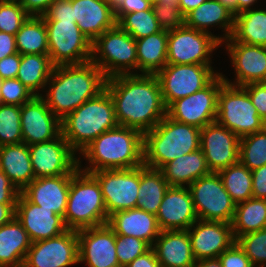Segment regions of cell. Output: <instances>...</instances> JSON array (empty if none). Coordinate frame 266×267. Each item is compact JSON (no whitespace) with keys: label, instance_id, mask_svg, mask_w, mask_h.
I'll use <instances>...</instances> for the list:
<instances>
[{"label":"cell","instance_id":"1","mask_svg":"<svg viewBox=\"0 0 266 267\" xmlns=\"http://www.w3.org/2000/svg\"><path fill=\"white\" fill-rule=\"evenodd\" d=\"M119 126L152 130L165 116L160 82L156 74H123L106 79Z\"/></svg>","mask_w":266,"mask_h":267},{"label":"cell","instance_id":"2","mask_svg":"<svg viewBox=\"0 0 266 267\" xmlns=\"http://www.w3.org/2000/svg\"><path fill=\"white\" fill-rule=\"evenodd\" d=\"M106 77L92 61L53 67L45 100L51 112L62 120L87 100L105 89Z\"/></svg>","mask_w":266,"mask_h":267},{"label":"cell","instance_id":"3","mask_svg":"<svg viewBox=\"0 0 266 267\" xmlns=\"http://www.w3.org/2000/svg\"><path fill=\"white\" fill-rule=\"evenodd\" d=\"M144 134L134 128L117 126L94 139L82 152L89 166L79 169L91 173L98 170L137 168L144 164ZM81 167V168H80Z\"/></svg>","mask_w":266,"mask_h":267},{"label":"cell","instance_id":"4","mask_svg":"<svg viewBox=\"0 0 266 267\" xmlns=\"http://www.w3.org/2000/svg\"><path fill=\"white\" fill-rule=\"evenodd\" d=\"M119 126L113 100L104 89L61 120V134L80 153L102 133Z\"/></svg>","mask_w":266,"mask_h":267},{"label":"cell","instance_id":"5","mask_svg":"<svg viewBox=\"0 0 266 267\" xmlns=\"http://www.w3.org/2000/svg\"><path fill=\"white\" fill-rule=\"evenodd\" d=\"M200 130L166 115L152 130L144 133V165L161 169L175 158L199 150Z\"/></svg>","mask_w":266,"mask_h":267},{"label":"cell","instance_id":"6","mask_svg":"<svg viewBox=\"0 0 266 267\" xmlns=\"http://www.w3.org/2000/svg\"><path fill=\"white\" fill-rule=\"evenodd\" d=\"M63 218L66 227L76 231L108 222L100 184L91 173L78 169L72 175Z\"/></svg>","mask_w":266,"mask_h":267},{"label":"cell","instance_id":"7","mask_svg":"<svg viewBox=\"0 0 266 267\" xmlns=\"http://www.w3.org/2000/svg\"><path fill=\"white\" fill-rule=\"evenodd\" d=\"M91 61L106 78L135 74L133 69L138 70L136 40L116 24L92 43Z\"/></svg>","mask_w":266,"mask_h":267},{"label":"cell","instance_id":"8","mask_svg":"<svg viewBox=\"0 0 266 267\" xmlns=\"http://www.w3.org/2000/svg\"><path fill=\"white\" fill-rule=\"evenodd\" d=\"M216 122L239 138L261 131L266 122L257 114L248 93L240 86L224 83L218 93Z\"/></svg>","mask_w":266,"mask_h":267},{"label":"cell","instance_id":"9","mask_svg":"<svg viewBox=\"0 0 266 267\" xmlns=\"http://www.w3.org/2000/svg\"><path fill=\"white\" fill-rule=\"evenodd\" d=\"M48 55L52 65H78L91 61L92 43L76 21H45Z\"/></svg>","mask_w":266,"mask_h":267},{"label":"cell","instance_id":"10","mask_svg":"<svg viewBox=\"0 0 266 267\" xmlns=\"http://www.w3.org/2000/svg\"><path fill=\"white\" fill-rule=\"evenodd\" d=\"M218 74L211 64H166L156 74L166 108L173 101L203 89Z\"/></svg>","mask_w":266,"mask_h":267},{"label":"cell","instance_id":"11","mask_svg":"<svg viewBox=\"0 0 266 267\" xmlns=\"http://www.w3.org/2000/svg\"><path fill=\"white\" fill-rule=\"evenodd\" d=\"M188 188L198 219L232 223L236 204L218 173L200 177Z\"/></svg>","mask_w":266,"mask_h":267},{"label":"cell","instance_id":"12","mask_svg":"<svg viewBox=\"0 0 266 267\" xmlns=\"http://www.w3.org/2000/svg\"><path fill=\"white\" fill-rule=\"evenodd\" d=\"M221 44V36L187 26L170 30L168 31L167 64H211V53Z\"/></svg>","mask_w":266,"mask_h":267},{"label":"cell","instance_id":"13","mask_svg":"<svg viewBox=\"0 0 266 267\" xmlns=\"http://www.w3.org/2000/svg\"><path fill=\"white\" fill-rule=\"evenodd\" d=\"M224 83L223 74L219 73L203 89L173 101L166 108V115L177 122L200 129L216 122L218 93Z\"/></svg>","mask_w":266,"mask_h":267},{"label":"cell","instance_id":"14","mask_svg":"<svg viewBox=\"0 0 266 267\" xmlns=\"http://www.w3.org/2000/svg\"><path fill=\"white\" fill-rule=\"evenodd\" d=\"M100 184L108 217L117 211L136 208L140 166L130 169L91 172Z\"/></svg>","mask_w":266,"mask_h":267},{"label":"cell","instance_id":"15","mask_svg":"<svg viewBox=\"0 0 266 267\" xmlns=\"http://www.w3.org/2000/svg\"><path fill=\"white\" fill-rule=\"evenodd\" d=\"M28 148L35 178L74 174L79 169L76 153L62 134Z\"/></svg>","mask_w":266,"mask_h":267},{"label":"cell","instance_id":"16","mask_svg":"<svg viewBox=\"0 0 266 267\" xmlns=\"http://www.w3.org/2000/svg\"><path fill=\"white\" fill-rule=\"evenodd\" d=\"M78 263L77 231L68 229L58 236L32 242L23 267H70Z\"/></svg>","mask_w":266,"mask_h":267},{"label":"cell","instance_id":"17","mask_svg":"<svg viewBox=\"0 0 266 267\" xmlns=\"http://www.w3.org/2000/svg\"><path fill=\"white\" fill-rule=\"evenodd\" d=\"M200 149L211 172L239 162L240 138L226 127L213 122L200 130Z\"/></svg>","mask_w":266,"mask_h":267},{"label":"cell","instance_id":"18","mask_svg":"<svg viewBox=\"0 0 266 267\" xmlns=\"http://www.w3.org/2000/svg\"><path fill=\"white\" fill-rule=\"evenodd\" d=\"M78 236L79 263L87 267H121L116 255V234L106 223L80 229Z\"/></svg>","mask_w":266,"mask_h":267},{"label":"cell","instance_id":"19","mask_svg":"<svg viewBox=\"0 0 266 267\" xmlns=\"http://www.w3.org/2000/svg\"><path fill=\"white\" fill-rule=\"evenodd\" d=\"M21 131L27 145L57 138L61 134V120L48 108L42 96H34L21 106Z\"/></svg>","mask_w":266,"mask_h":267},{"label":"cell","instance_id":"20","mask_svg":"<svg viewBox=\"0 0 266 267\" xmlns=\"http://www.w3.org/2000/svg\"><path fill=\"white\" fill-rule=\"evenodd\" d=\"M224 42L236 75L234 83L223 75L225 83L243 87L266 82V47L237 42L231 37Z\"/></svg>","mask_w":266,"mask_h":267},{"label":"cell","instance_id":"21","mask_svg":"<svg viewBox=\"0 0 266 267\" xmlns=\"http://www.w3.org/2000/svg\"><path fill=\"white\" fill-rule=\"evenodd\" d=\"M187 232L196 261L218 258L236 241L231 224L225 222L198 219Z\"/></svg>","mask_w":266,"mask_h":267},{"label":"cell","instance_id":"22","mask_svg":"<svg viewBox=\"0 0 266 267\" xmlns=\"http://www.w3.org/2000/svg\"><path fill=\"white\" fill-rule=\"evenodd\" d=\"M15 217L31 242L46 240L68 230L62 216L29 202L21 193L16 203Z\"/></svg>","mask_w":266,"mask_h":267},{"label":"cell","instance_id":"23","mask_svg":"<svg viewBox=\"0 0 266 267\" xmlns=\"http://www.w3.org/2000/svg\"><path fill=\"white\" fill-rule=\"evenodd\" d=\"M156 217L161 231L188 230L198 220L189 188L169 186Z\"/></svg>","mask_w":266,"mask_h":267},{"label":"cell","instance_id":"24","mask_svg":"<svg viewBox=\"0 0 266 267\" xmlns=\"http://www.w3.org/2000/svg\"><path fill=\"white\" fill-rule=\"evenodd\" d=\"M72 175L35 178L21 194L29 202L64 217Z\"/></svg>","mask_w":266,"mask_h":267},{"label":"cell","instance_id":"25","mask_svg":"<svg viewBox=\"0 0 266 267\" xmlns=\"http://www.w3.org/2000/svg\"><path fill=\"white\" fill-rule=\"evenodd\" d=\"M74 18L81 32L93 43L116 24L114 10L105 0H71Z\"/></svg>","mask_w":266,"mask_h":267},{"label":"cell","instance_id":"26","mask_svg":"<svg viewBox=\"0 0 266 267\" xmlns=\"http://www.w3.org/2000/svg\"><path fill=\"white\" fill-rule=\"evenodd\" d=\"M107 224L116 235L133 236L150 247L161 233L156 215L140 208L117 211L109 216Z\"/></svg>","mask_w":266,"mask_h":267},{"label":"cell","instance_id":"27","mask_svg":"<svg viewBox=\"0 0 266 267\" xmlns=\"http://www.w3.org/2000/svg\"><path fill=\"white\" fill-rule=\"evenodd\" d=\"M152 248L161 267H193L196 262L187 230L161 231Z\"/></svg>","mask_w":266,"mask_h":267},{"label":"cell","instance_id":"28","mask_svg":"<svg viewBox=\"0 0 266 267\" xmlns=\"http://www.w3.org/2000/svg\"><path fill=\"white\" fill-rule=\"evenodd\" d=\"M235 14L217 0H206L185 16V26L211 33L208 29L219 25L225 33L222 43L231 37L234 29Z\"/></svg>","mask_w":266,"mask_h":267},{"label":"cell","instance_id":"29","mask_svg":"<svg viewBox=\"0 0 266 267\" xmlns=\"http://www.w3.org/2000/svg\"><path fill=\"white\" fill-rule=\"evenodd\" d=\"M169 186L189 187L200 177L211 173L201 149L166 163L161 169Z\"/></svg>","mask_w":266,"mask_h":267},{"label":"cell","instance_id":"30","mask_svg":"<svg viewBox=\"0 0 266 267\" xmlns=\"http://www.w3.org/2000/svg\"><path fill=\"white\" fill-rule=\"evenodd\" d=\"M31 243L16 217L0 226V267H23Z\"/></svg>","mask_w":266,"mask_h":267},{"label":"cell","instance_id":"31","mask_svg":"<svg viewBox=\"0 0 266 267\" xmlns=\"http://www.w3.org/2000/svg\"><path fill=\"white\" fill-rule=\"evenodd\" d=\"M0 170L19 191L34 179L28 145L24 142L0 147Z\"/></svg>","mask_w":266,"mask_h":267},{"label":"cell","instance_id":"32","mask_svg":"<svg viewBox=\"0 0 266 267\" xmlns=\"http://www.w3.org/2000/svg\"><path fill=\"white\" fill-rule=\"evenodd\" d=\"M168 31L136 39L138 70L141 74H157L167 64Z\"/></svg>","mask_w":266,"mask_h":267},{"label":"cell","instance_id":"33","mask_svg":"<svg viewBox=\"0 0 266 267\" xmlns=\"http://www.w3.org/2000/svg\"><path fill=\"white\" fill-rule=\"evenodd\" d=\"M169 188L167 180L160 169L140 166V185L136 208L156 215L163 200L166 190Z\"/></svg>","mask_w":266,"mask_h":267},{"label":"cell","instance_id":"34","mask_svg":"<svg viewBox=\"0 0 266 267\" xmlns=\"http://www.w3.org/2000/svg\"><path fill=\"white\" fill-rule=\"evenodd\" d=\"M231 38L248 45L266 47V10L251 8L237 13Z\"/></svg>","mask_w":266,"mask_h":267},{"label":"cell","instance_id":"35","mask_svg":"<svg viewBox=\"0 0 266 267\" xmlns=\"http://www.w3.org/2000/svg\"><path fill=\"white\" fill-rule=\"evenodd\" d=\"M53 67L48 54H24L16 78L35 96H42L39 90L47 86Z\"/></svg>","mask_w":266,"mask_h":267},{"label":"cell","instance_id":"36","mask_svg":"<svg viewBox=\"0 0 266 267\" xmlns=\"http://www.w3.org/2000/svg\"><path fill=\"white\" fill-rule=\"evenodd\" d=\"M231 226L235 240L266 228V200L252 197L236 204Z\"/></svg>","mask_w":266,"mask_h":267},{"label":"cell","instance_id":"37","mask_svg":"<svg viewBox=\"0 0 266 267\" xmlns=\"http://www.w3.org/2000/svg\"><path fill=\"white\" fill-rule=\"evenodd\" d=\"M17 52L24 54H48V39L42 16H29L15 35Z\"/></svg>","mask_w":266,"mask_h":267},{"label":"cell","instance_id":"38","mask_svg":"<svg viewBox=\"0 0 266 267\" xmlns=\"http://www.w3.org/2000/svg\"><path fill=\"white\" fill-rule=\"evenodd\" d=\"M235 204L252 198V172L240 161L218 172Z\"/></svg>","mask_w":266,"mask_h":267},{"label":"cell","instance_id":"39","mask_svg":"<svg viewBox=\"0 0 266 267\" xmlns=\"http://www.w3.org/2000/svg\"><path fill=\"white\" fill-rule=\"evenodd\" d=\"M239 161L250 171L266 165V127L240 138Z\"/></svg>","mask_w":266,"mask_h":267},{"label":"cell","instance_id":"40","mask_svg":"<svg viewBox=\"0 0 266 267\" xmlns=\"http://www.w3.org/2000/svg\"><path fill=\"white\" fill-rule=\"evenodd\" d=\"M117 24L135 40L158 33L162 30L152 8L125 14Z\"/></svg>","mask_w":266,"mask_h":267},{"label":"cell","instance_id":"41","mask_svg":"<svg viewBox=\"0 0 266 267\" xmlns=\"http://www.w3.org/2000/svg\"><path fill=\"white\" fill-rule=\"evenodd\" d=\"M21 106L0 103V147L22 143Z\"/></svg>","mask_w":266,"mask_h":267},{"label":"cell","instance_id":"42","mask_svg":"<svg viewBox=\"0 0 266 267\" xmlns=\"http://www.w3.org/2000/svg\"><path fill=\"white\" fill-rule=\"evenodd\" d=\"M236 242L254 267H266V228L239 236Z\"/></svg>","mask_w":266,"mask_h":267},{"label":"cell","instance_id":"43","mask_svg":"<svg viewBox=\"0 0 266 267\" xmlns=\"http://www.w3.org/2000/svg\"><path fill=\"white\" fill-rule=\"evenodd\" d=\"M28 17L29 15L17 1L0 0L1 32L16 35Z\"/></svg>","mask_w":266,"mask_h":267},{"label":"cell","instance_id":"44","mask_svg":"<svg viewBox=\"0 0 266 267\" xmlns=\"http://www.w3.org/2000/svg\"><path fill=\"white\" fill-rule=\"evenodd\" d=\"M116 255L121 267L127 266L151 247L143 240L133 236L116 235Z\"/></svg>","mask_w":266,"mask_h":267},{"label":"cell","instance_id":"45","mask_svg":"<svg viewBox=\"0 0 266 267\" xmlns=\"http://www.w3.org/2000/svg\"><path fill=\"white\" fill-rule=\"evenodd\" d=\"M35 95L17 78L3 79L0 90V103L22 106Z\"/></svg>","mask_w":266,"mask_h":267},{"label":"cell","instance_id":"46","mask_svg":"<svg viewBox=\"0 0 266 267\" xmlns=\"http://www.w3.org/2000/svg\"><path fill=\"white\" fill-rule=\"evenodd\" d=\"M152 10L162 30L170 31L185 26V16L179 6H170L163 2H152Z\"/></svg>","mask_w":266,"mask_h":267},{"label":"cell","instance_id":"47","mask_svg":"<svg viewBox=\"0 0 266 267\" xmlns=\"http://www.w3.org/2000/svg\"><path fill=\"white\" fill-rule=\"evenodd\" d=\"M218 258L222 267H254L236 241L222 252Z\"/></svg>","mask_w":266,"mask_h":267},{"label":"cell","instance_id":"48","mask_svg":"<svg viewBox=\"0 0 266 267\" xmlns=\"http://www.w3.org/2000/svg\"><path fill=\"white\" fill-rule=\"evenodd\" d=\"M42 17L44 21H76L71 0H55Z\"/></svg>","mask_w":266,"mask_h":267},{"label":"cell","instance_id":"49","mask_svg":"<svg viewBox=\"0 0 266 267\" xmlns=\"http://www.w3.org/2000/svg\"><path fill=\"white\" fill-rule=\"evenodd\" d=\"M242 88L248 93L257 114L266 122V82L251 83Z\"/></svg>","mask_w":266,"mask_h":267},{"label":"cell","instance_id":"50","mask_svg":"<svg viewBox=\"0 0 266 267\" xmlns=\"http://www.w3.org/2000/svg\"><path fill=\"white\" fill-rule=\"evenodd\" d=\"M152 8L150 0H124L115 10L114 15L118 22L125 14L139 12Z\"/></svg>","mask_w":266,"mask_h":267},{"label":"cell","instance_id":"51","mask_svg":"<svg viewBox=\"0 0 266 267\" xmlns=\"http://www.w3.org/2000/svg\"><path fill=\"white\" fill-rule=\"evenodd\" d=\"M20 193L8 176L0 170V203H17Z\"/></svg>","mask_w":266,"mask_h":267},{"label":"cell","instance_id":"52","mask_svg":"<svg viewBox=\"0 0 266 267\" xmlns=\"http://www.w3.org/2000/svg\"><path fill=\"white\" fill-rule=\"evenodd\" d=\"M21 54L14 53L0 60V78H16L20 67Z\"/></svg>","mask_w":266,"mask_h":267},{"label":"cell","instance_id":"53","mask_svg":"<svg viewBox=\"0 0 266 267\" xmlns=\"http://www.w3.org/2000/svg\"><path fill=\"white\" fill-rule=\"evenodd\" d=\"M251 172L253 198L266 200V165L256 168Z\"/></svg>","mask_w":266,"mask_h":267},{"label":"cell","instance_id":"54","mask_svg":"<svg viewBox=\"0 0 266 267\" xmlns=\"http://www.w3.org/2000/svg\"><path fill=\"white\" fill-rule=\"evenodd\" d=\"M55 0H17L29 16H42Z\"/></svg>","mask_w":266,"mask_h":267},{"label":"cell","instance_id":"55","mask_svg":"<svg viewBox=\"0 0 266 267\" xmlns=\"http://www.w3.org/2000/svg\"><path fill=\"white\" fill-rule=\"evenodd\" d=\"M125 267H161L154 249L151 247L143 255L135 258Z\"/></svg>","mask_w":266,"mask_h":267},{"label":"cell","instance_id":"56","mask_svg":"<svg viewBox=\"0 0 266 267\" xmlns=\"http://www.w3.org/2000/svg\"><path fill=\"white\" fill-rule=\"evenodd\" d=\"M17 53L15 35L0 31V60Z\"/></svg>","mask_w":266,"mask_h":267},{"label":"cell","instance_id":"57","mask_svg":"<svg viewBox=\"0 0 266 267\" xmlns=\"http://www.w3.org/2000/svg\"><path fill=\"white\" fill-rule=\"evenodd\" d=\"M16 203H0V226L9 223L15 217Z\"/></svg>","mask_w":266,"mask_h":267},{"label":"cell","instance_id":"58","mask_svg":"<svg viewBox=\"0 0 266 267\" xmlns=\"http://www.w3.org/2000/svg\"><path fill=\"white\" fill-rule=\"evenodd\" d=\"M206 0H179L178 6L182 11L183 15L186 16L189 12L196 9Z\"/></svg>","mask_w":266,"mask_h":267},{"label":"cell","instance_id":"59","mask_svg":"<svg viewBox=\"0 0 266 267\" xmlns=\"http://www.w3.org/2000/svg\"><path fill=\"white\" fill-rule=\"evenodd\" d=\"M193 267H222L219 258L197 260Z\"/></svg>","mask_w":266,"mask_h":267},{"label":"cell","instance_id":"60","mask_svg":"<svg viewBox=\"0 0 266 267\" xmlns=\"http://www.w3.org/2000/svg\"><path fill=\"white\" fill-rule=\"evenodd\" d=\"M257 0H236V14L246 9H251V6L256 3Z\"/></svg>","mask_w":266,"mask_h":267},{"label":"cell","instance_id":"61","mask_svg":"<svg viewBox=\"0 0 266 267\" xmlns=\"http://www.w3.org/2000/svg\"><path fill=\"white\" fill-rule=\"evenodd\" d=\"M236 15V0H217Z\"/></svg>","mask_w":266,"mask_h":267},{"label":"cell","instance_id":"62","mask_svg":"<svg viewBox=\"0 0 266 267\" xmlns=\"http://www.w3.org/2000/svg\"><path fill=\"white\" fill-rule=\"evenodd\" d=\"M160 2H163L164 4L170 5V6H176L179 3V0H158Z\"/></svg>","mask_w":266,"mask_h":267},{"label":"cell","instance_id":"63","mask_svg":"<svg viewBox=\"0 0 266 267\" xmlns=\"http://www.w3.org/2000/svg\"><path fill=\"white\" fill-rule=\"evenodd\" d=\"M124 0H113L110 4L112 9L115 10Z\"/></svg>","mask_w":266,"mask_h":267},{"label":"cell","instance_id":"64","mask_svg":"<svg viewBox=\"0 0 266 267\" xmlns=\"http://www.w3.org/2000/svg\"><path fill=\"white\" fill-rule=\"evenodd\" d=\"M2 81L3 79L0 78V90H1Z\"/></svg>","mask_w":266,"mask_h":267}]
</instances>
